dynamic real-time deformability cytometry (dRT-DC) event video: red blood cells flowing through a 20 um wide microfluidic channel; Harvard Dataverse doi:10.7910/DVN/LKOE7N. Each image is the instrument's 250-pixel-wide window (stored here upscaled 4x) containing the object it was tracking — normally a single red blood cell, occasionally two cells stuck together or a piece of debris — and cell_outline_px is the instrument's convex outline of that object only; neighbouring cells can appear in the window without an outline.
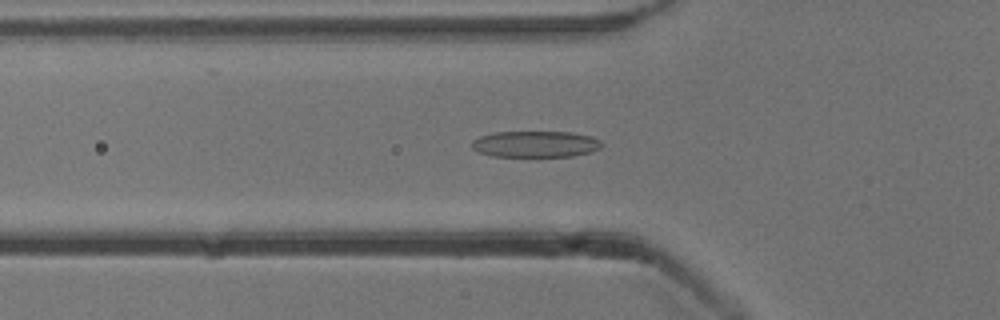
{"species": "common noctule bat (a hibernating species)", "species_latin": "Nyctalus noctula", "temperature_condition": "cold", "stored_images_in_passage": 34, "camera_frame_rate_fps": 3000, "um_per_image_px": 0.085, "animal": {"sex": "male", "body_mass_g": 13.3}, "frame": {"image": 1, "passage_image": 5, "time_ms": 1.333, "image_size_px": [1000, 320], "cell_outline_px": [[604, 144], [600, 148], [592, 152], [572, 156], [492, 156], [476, 152], [472, 148], [472, 140], [480, 136], [492, 132], [572, 132], [592, 136], [600, 140]], "centroid_in_image_um": [45.52, 12.24], "position_along_channel_um": 80.3, "area_um2": 20.11}}
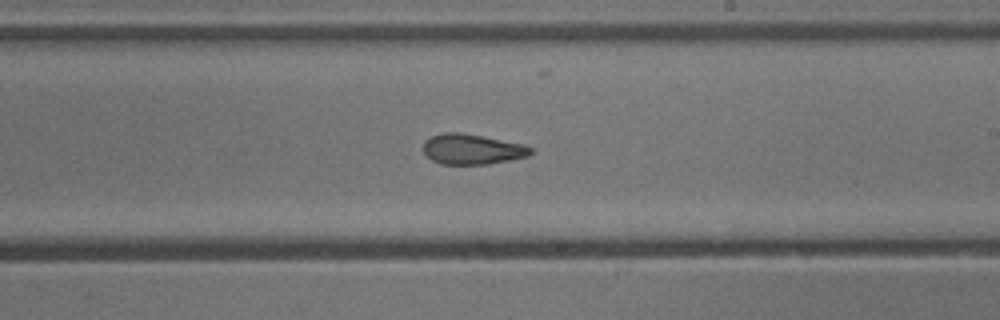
{"frame": {"image": 2, "passage_image": 18, "time_ms": 5.667, "image_size_px": [1000, 320], "cell_outline_px": [[532, 152], [528, 156], [488, 164], [440, 164], [432, 160], [424, 152], [424, 140], [432, 136], [444, 132], [460, 132], [524, 144], [532, 148]], "centroid_in_image_um": [40.12, 12.68], "position_along_channel_um": 248.9, "area_um2": 18.84}}
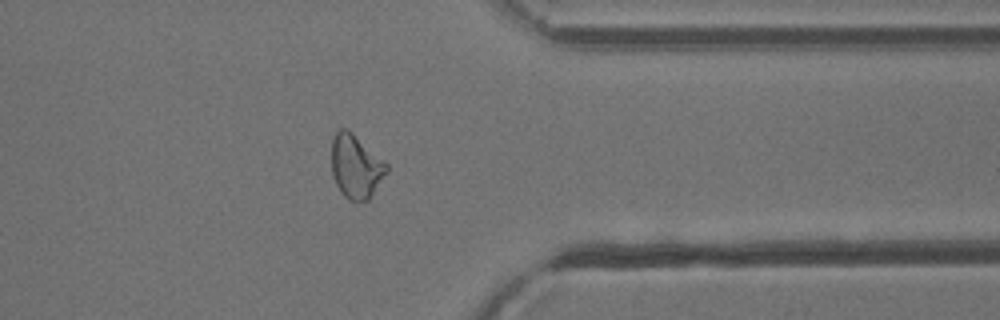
{"frame": {"image": 3, "passage_image": 29, "time_ms": 9.333, "image_size_px": [1000, 320], "cell_outline_px": [[388, 172], [368, 200], [348, 200], [344, 196], [336, 184], [332, 176], [332, 140], [336, 132], [340, 128], [348, 128], [384, 160], [388, 164]], "centroid_in_image_um": [30.25, 14.13], "position_along_channel_um": 381.1, "area_um2": 20.46}, "authors_computed_cell_mechanics": {"area_um2": 19.4497, "velocity_mm_per_s": 3.8719, "shape_relaxation_time_tau1_ms": 5.0318, "shape_relaxation_time_tau2_ms": 2.0751, "deformation_change_tau1": 0.1675, "deformation_change_tau2": 0.1054}}